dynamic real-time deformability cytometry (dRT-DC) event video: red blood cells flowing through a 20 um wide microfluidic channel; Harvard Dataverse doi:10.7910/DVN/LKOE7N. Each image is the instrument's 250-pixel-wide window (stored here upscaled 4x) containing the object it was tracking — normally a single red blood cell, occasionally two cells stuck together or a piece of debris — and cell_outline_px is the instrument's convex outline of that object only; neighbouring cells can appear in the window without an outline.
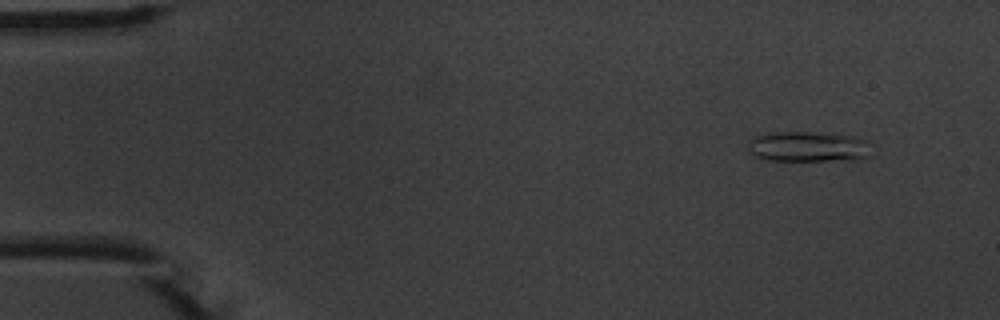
{"species": "common noctule bat (a hibernating species)", "species_latin": "Nyctalus noctula", "temperature_condition": "warm", "stored_images_in_passage": 6, "camera_frame_rate_fps": 3000, "um_per_image_px": 0.085, "animal": {"sex": "male", "body_mass_g": 20.1, "forearm_length_mm": 53.5}, "frame": {"image": 1, "passage_image": 2, "time_ms": 1.333, "image_size_px": [1000, 320], "cell_outline_px": [[876, 156], [864, 160], [772, 160], [756, 156], [748, 152], [748, 140], [756, 136], [768, 132], [808, 132], [860, 136], [864, 140]], "centroid_in_image_um": [68.79, 12.47], "position_along_channel_um": 16.2, "area_um2": 22.31}}